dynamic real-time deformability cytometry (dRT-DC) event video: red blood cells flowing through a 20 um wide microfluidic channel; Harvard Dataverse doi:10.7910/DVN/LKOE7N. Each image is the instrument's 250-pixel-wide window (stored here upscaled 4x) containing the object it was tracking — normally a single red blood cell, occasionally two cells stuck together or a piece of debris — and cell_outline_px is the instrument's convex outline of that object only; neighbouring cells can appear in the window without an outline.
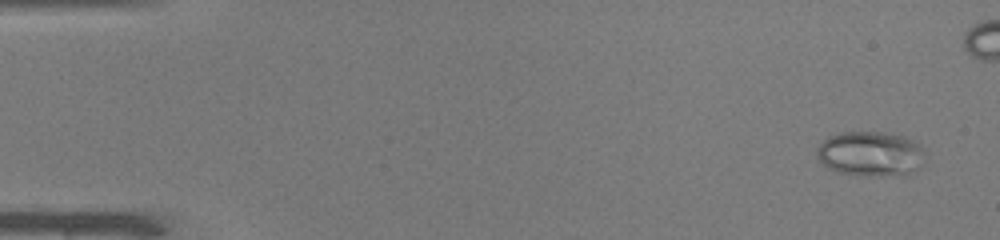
{"species": "common noctule bat (a hibernating species)", "species_latin": "Nyctalus noctula", "temperature_condition": "warm", "stored_images_in_passage": 44, "camera_frame_rate_fps": 3000, "um_per_image_px": 0.085, "animal": {"sex": "male", "body_mass_g": 19.0, "forearm_length_mm": 50.8}, "frame": {"image": 1, "passage_image": 3, "time_ms": 0.667, "image_size_px": [1000, 240], "cell_outline_px": [[924, 152], [912, 172], [908, 176], [860, 176], [836, 172], [828, 168], [816, 156], [816, 148], [828, 136], [840, 132], [888, 132], [904, 136], [920, 144], [924, 148]], "centroid_in_image_um": [73.95, 13.08], "position_along_channel_um": 11.0, "area_um2": 28.55}}
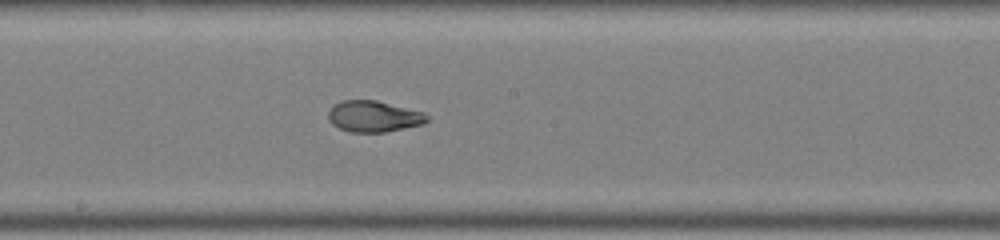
{"frame": {"image": 2, "passage_image": 28, "time_ms": 9.0, "image_size_px": [1000, 240], "cell_outline_px": [[428, 120], [424, 124], [384, 132], [352, 132], [340, 128], [332, 124], [328, 120], [328, 112], [336, 104], [344, 100], [376, 100], [424, 112], [428, 116]], "centroid_in_image_um": [31.78, 9.89], "position_along_channel_um": 216.4, "area_um2": 17.8}}
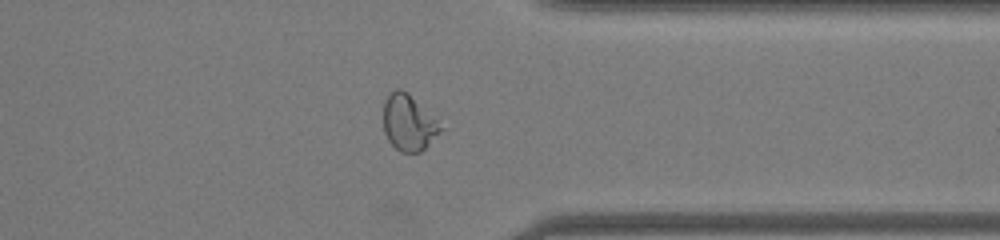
{"frame": {"image": 3, "passage_image": 40, "time_ms": 13.0, "image_size_px": [1000, 240], "cell_outline_px": [[444, 128], [420, 152], [400, 152], [388, 140], [384, 132], [384, 100], [396, 88], [400, 88], [408, 92]], "centroid_in_image_um": [34.71, 10.43], "position_along_channel_um": 376.7, "area_um2": 18.32}}